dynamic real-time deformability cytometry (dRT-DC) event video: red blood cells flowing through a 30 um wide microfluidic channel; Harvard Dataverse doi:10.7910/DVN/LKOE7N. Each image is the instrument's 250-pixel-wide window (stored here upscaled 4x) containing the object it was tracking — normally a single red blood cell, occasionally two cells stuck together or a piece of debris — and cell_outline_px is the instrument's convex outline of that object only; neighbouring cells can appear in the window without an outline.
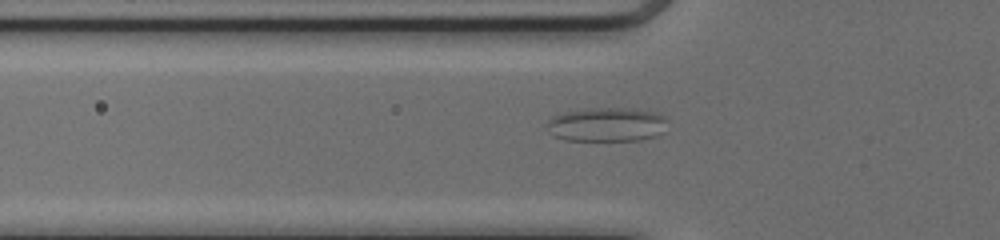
{"species": "common noctule bat (a hibernating species)", "species_latin": "Nyctalus noctula", "temperature_condition": "cold", "stored_images_in_passage": 40, "camera_frame_rate_fps": 3000, "um_per_image_px": 0.085, "animal": {"sex": "female", "body_mass_g": 17.0, "forearm_length_mm": 48.0}, "frame": {"image": 1, "passage_image": 9, "time_ms": 2.667, "image_size_px": [1000, 240], "cell_outline_px": [[668, 120], [664, 132], [656, 136], [640, 140], [564, 140], [552, 136], [548, 132], [548, 120], [552, 116], [564, 112], [584, 108], [636, 108], [656, 112], [664, 116]], "centroid_in_image_um": [51.59, 10.57], "position_along_channel_um": 74.2, "area_um2": 24.39}}
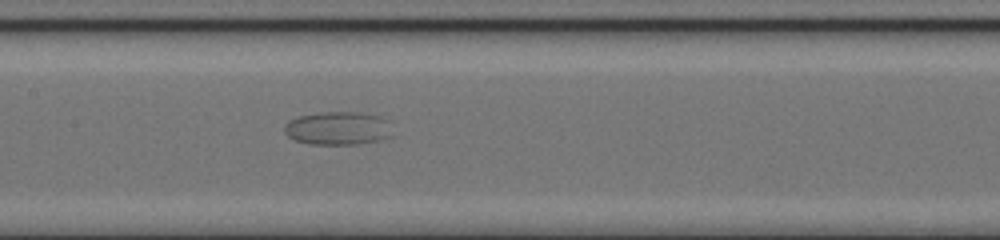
{"frame": {"image": 2, "passage_image": 17, "time_ms": 5.333, "image_size_px": [1000, 240], "cell_outline_px": [[396, 136], [380, 140], [360, 144], [308, 144], [296, 140], [288, 136], [284, 132], [284, 124], [288, 120], [296, 116], [320, 112], [360, 112], [380, 116], [388, 120]], "centroid_in_image_um": [28.77, 10.9], "position_along_channel_um": 178.6, "area_um2": 21.56}}
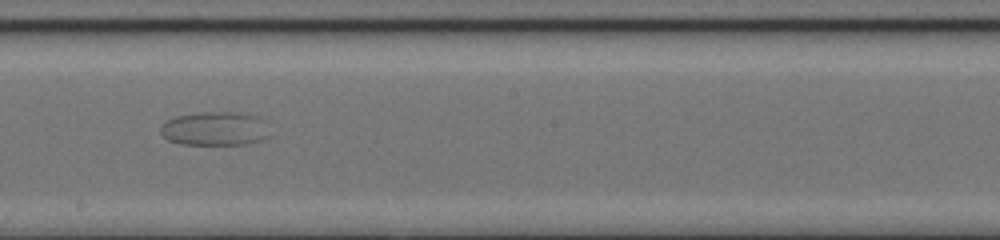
{"frame": {"image": 3, "passage_image": 21, "time_ms": 6.667, "image_size_px": [1000, 240], "cell_outline_px": [[272, 136], [260, 140], [244, 144], [180, 144], [168, 140], [160, 132], [160, 128], [168, 120], [176, 116], [200, 112], [236, 112], [256, 116], [264, 120]], "centroid_in_image_um": [18.3, 10.93], "position_along_channel_um": 229.9, "area_um2": 21.56}}